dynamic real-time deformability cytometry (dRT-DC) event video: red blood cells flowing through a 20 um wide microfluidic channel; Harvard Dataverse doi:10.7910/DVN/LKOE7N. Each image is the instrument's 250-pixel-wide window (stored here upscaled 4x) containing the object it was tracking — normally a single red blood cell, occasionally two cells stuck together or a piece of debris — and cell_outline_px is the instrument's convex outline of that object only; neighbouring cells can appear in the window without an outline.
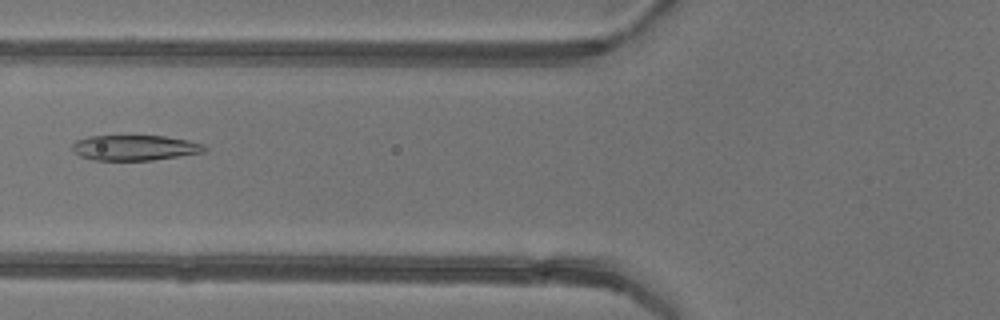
{"species": "common noctule bat (a hibernating species)", "species_latin": "Nyctalus noctula", "temperature_condition": "warm", "stored_images_in_passage": 3, "camera_frame_rate_fps": 3000, "um_per_image_px": 0.085, "animal": {"sex": "female"}, "frame": {"image": 1, "passage_image": 3, "time_ms": 2.333, "image_size_px": [1000, 320], "cell_outline_px": [[208, 148], [204, 152], [152, 160], [92, 160], [80, 156], [72, 148], [72, 144], [76, 140], [88, 136], [164, 136], [188, 140], [204, 144]], "centroid_in_image_um": [11.46, 12.55], "position_along_channel_um": 114.3, "area_um2": 19.48}}